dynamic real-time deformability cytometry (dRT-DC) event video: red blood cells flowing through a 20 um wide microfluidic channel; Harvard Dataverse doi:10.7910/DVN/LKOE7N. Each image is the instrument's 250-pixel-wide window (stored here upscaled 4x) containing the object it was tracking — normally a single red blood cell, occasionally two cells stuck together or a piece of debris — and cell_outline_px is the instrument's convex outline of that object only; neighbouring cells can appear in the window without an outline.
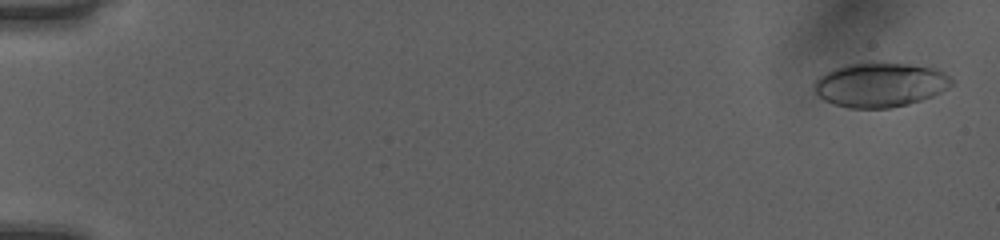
{"species": "human", "species_latin": "Homo sapiens", "temperature_condition": "room temperature", "stored_images_in_passage": 52, "camera_frame_rate_fps": 3000, "um_per_image_px": 0.085, "donor": {"sex": "female"}, "frame": {"image": 1, "passage_image": 2, "time_ms": 0.333, "image_size_px": [1000, 240], "cell_outline_px": [[956, 80], [948, 88], [932, 96], [908, 104], [888, 108], [848, 108], [832, 104], [816, 96], [816, 80], [820, 76], [832, 68], [848, 64], [904, 64], [932, 68], [944, 72], [952, 76]], "centroid_in_image_um": [74.82, 7.23], "position_along_channel_um": 10.2, "area_um2": 35.2}}
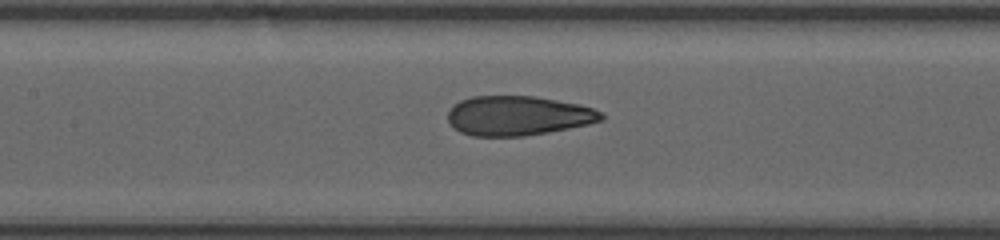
{"frame": {"image": 2, "passage_image": 26, "time_ms": 8.333, "image_size_px": [1000, 240], "cell_outline_px": [[604, 120], [588, 124], [548, 132], [524, 136], [472, 136], [460, 132], [448, 120], [448, 112], [452, 104], [460, 100], [472, 96], [536, 96], [580, 104], [604, 112]], "centroid_in_image_um": [44.05, 9.82], "position_along_channel_um": 163.4, "area_um2": 35.55}}
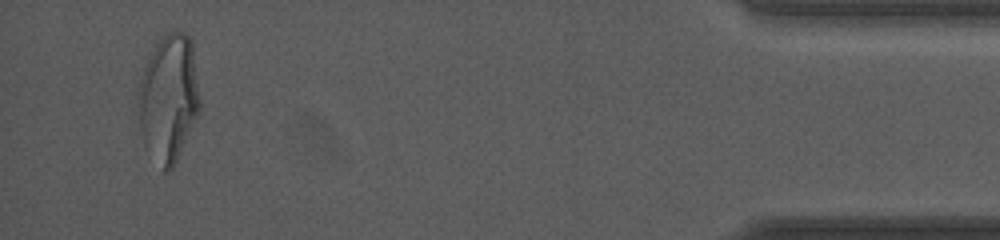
{"frame": {"image": 3, "passage_image": 50, "time_ms": 16.333, "image_size_px": [1000, 240], "cell_outline_px": [[200, 108], [176, 160], [172, 168], [168, 172], [164, 172], [144, 148], [140, 132], [136, 100], [136, 92], [144, 68], [160, 36], [176, 28], [184, 32], [192, 40], [200, 100]], "centroid_in_image_um": [14.29, 8.32], "position_along_channel_um": 420.9, "area_um2": 46.18}, "authors_computed_cell_mechanics": {"area_um2": 35.6626, "velocity_mm_per_s": 4.0522, "shape_relaxation_time_tau1_ms": 8.6034, "shape_relaxation_time_tau2_ms": 0.952, "deformation_change_tau1": 0.272, "deformation_change_tau2": 0.0878}}